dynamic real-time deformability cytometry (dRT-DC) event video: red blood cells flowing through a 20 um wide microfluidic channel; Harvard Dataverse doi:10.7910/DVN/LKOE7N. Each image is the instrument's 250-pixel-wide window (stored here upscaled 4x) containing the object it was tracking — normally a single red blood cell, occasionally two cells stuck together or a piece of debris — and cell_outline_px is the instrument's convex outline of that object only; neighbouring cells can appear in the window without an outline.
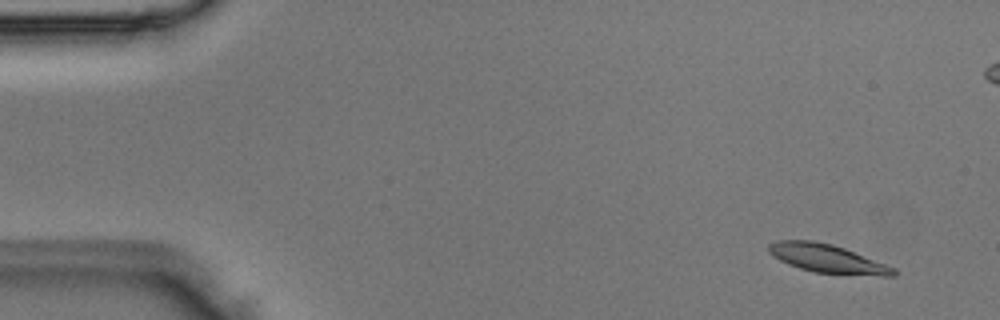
{"species": "Egyptian fruit bat (a non-hibernating species)", "species_latin": "Rousettus aegyptiacus", "temperature_condition": "room temperature", "stored_images_in_passage": 4, "segment_of_instrument_passage": [2, 2], "camera_frame_rate_fps": 3000, "um_per_image_px": 0.085, "animal": {"sex": "male"}, "frame": {"image": 1, "passage_image": 4, "time_ms": 1.0, "image_size_px": [1000, 320], "cell_outline_px": [[896, 276], [880, 276], [812, 272], [788, 264], [780, 260], [768, 252], [768, 244], [776, 240], [812, 240], [832, 244], [844, 248], [896, 268]], "centroid_in_image_um": [70.31, 21.98], "position_along_channel_um": 14.7, "area_um2": 20.69}}